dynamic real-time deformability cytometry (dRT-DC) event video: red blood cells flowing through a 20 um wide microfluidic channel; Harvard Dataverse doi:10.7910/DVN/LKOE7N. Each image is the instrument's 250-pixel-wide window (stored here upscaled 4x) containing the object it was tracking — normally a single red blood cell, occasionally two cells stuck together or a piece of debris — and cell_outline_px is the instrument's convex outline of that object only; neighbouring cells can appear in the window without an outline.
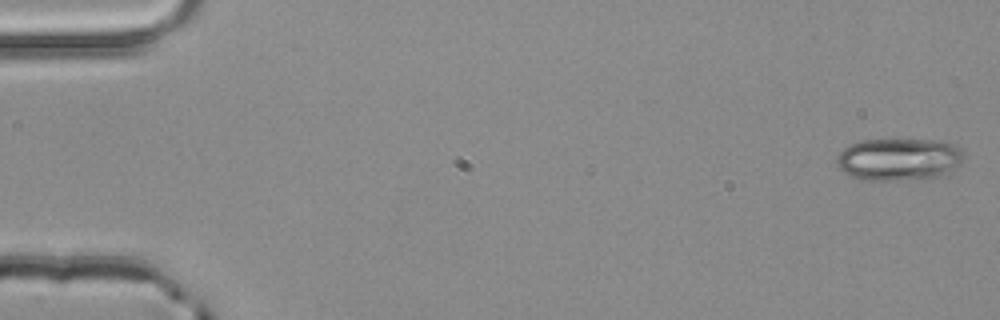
{"species": "common noctule bat (a hibernating species)", "species_latin": "Nyctalus noctula", "temperature_condition": "room temperature", "stored_images_in_passage": 3, "camera_frame_rate_fps": 3000, "um_per_image_px": 0.085, "animal": {"sex": "male", "body_mass_g": 20.4}, "frame": {"image": 1, "passage_image": 3, "time_ms": 0.667, "image_size_px": [1000, 320], "cell_outline_px": [[964, 156], [960, 164], [940, 176], [920, 180], [864, 180], [852, 176], [844, 172], [840, 168], [836, 160], [836, 156], [844, 148], [860, 140], [932, 140], [952, 144], [960, 148], [964, 152]], "centroid_in_image_um": [76.41, 13.55], "position_along_channel_um": 8.6, "area_um2": 31.33}}